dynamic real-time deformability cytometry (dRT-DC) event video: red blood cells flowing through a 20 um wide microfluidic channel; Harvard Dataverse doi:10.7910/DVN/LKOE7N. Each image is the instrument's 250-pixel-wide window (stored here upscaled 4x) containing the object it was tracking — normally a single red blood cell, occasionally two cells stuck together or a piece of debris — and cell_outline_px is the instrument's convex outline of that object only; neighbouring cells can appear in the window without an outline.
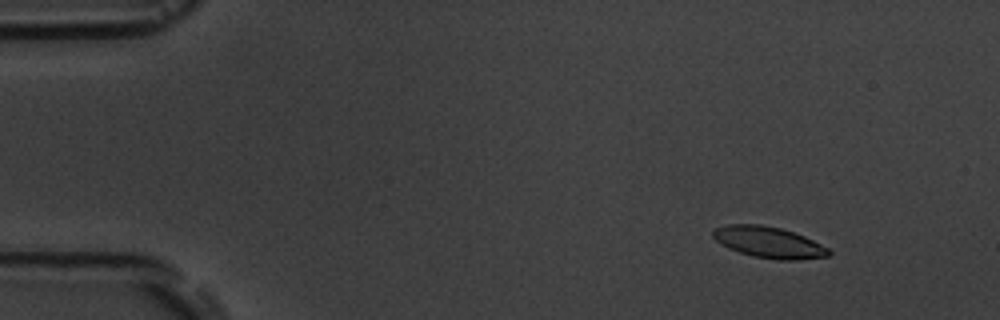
{"species": "common noctule bat (a hibernating species)", "species_latin": "Nyctalus noctula", "temperature_condition": "room temperature", "stored_images_in_passage": 6, "camera_frame_rate_fps": 3000, "um_per_image_px": 0.085, "animal": {"sex": "male", "body_mass_g": 19.5, "forearm_length_mm": 54.6}, "frame": {"image": 1, "passage_image": 2, "time_ms": 1.0, "image_size_px": [1000, 320], "cell_outline_px": [[832, 252], [828, 256], [796, 260], [776, 260], [752, 256], [728, 248], [716, 240], [712, 236], [712, 232], [716, 228], [728, 224], [760, 224], [780, 228], [804, 236], [828, 248]], "centroid_in_image_um": [65.34, 20.6], "position_along_channel_um": 19.7, "area_um2": 20.92}}
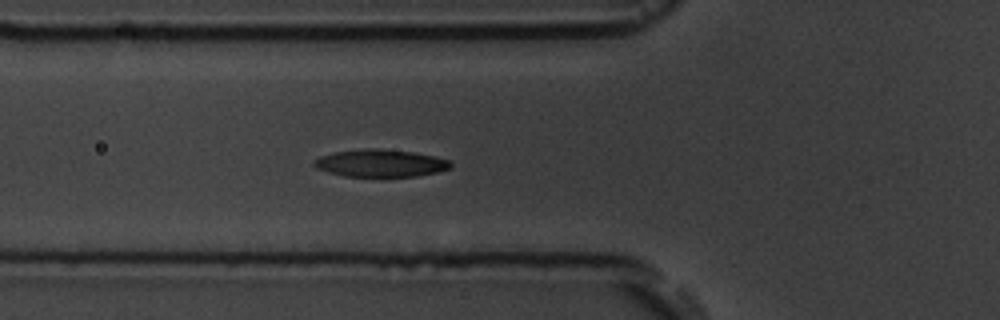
{"frame": {"image": 2, "passage_image": 6, "time_ms": 5.667, "image_size_px": [1000, 320], "cell_outline_px": [[452, 168], [436, 172], [416, 176], [344, 176], [328, 172], [316, 168], [312, 164], [312, 160], [320, 156], [336, 152], [364, 148], [380, 148], [412, 152], [432, 156], [448, 160], [452, 164]], "centroid_in_image_um": [32.3, 13.86], "position_along_channel_um": 93.5, "area_um2": 21.73}}